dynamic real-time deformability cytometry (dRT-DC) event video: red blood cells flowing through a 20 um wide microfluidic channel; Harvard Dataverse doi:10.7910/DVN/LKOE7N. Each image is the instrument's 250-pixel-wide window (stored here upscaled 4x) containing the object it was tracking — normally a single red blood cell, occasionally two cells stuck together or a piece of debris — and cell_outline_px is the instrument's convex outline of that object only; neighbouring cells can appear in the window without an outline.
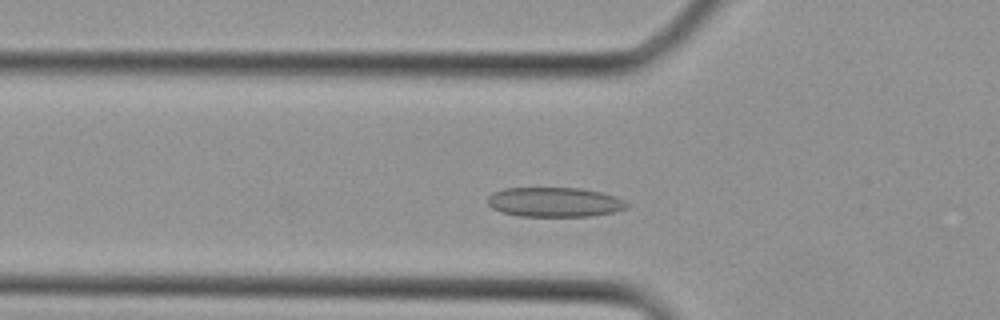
{"species": "Egyptian fruit bat (a non-hibernating species)", "species_latin": "Rousettus aegyptiacus", "temperature_condition": "cold", "stored_images_in_passage": 11, "camera_frame_rate_fps": 3000, "um_per_image_px": 0.085, "animal": {"sex": "female"}, "frame": {"image": 1, "passage_image": 6, "time_ms": 1.667, "image_size_px": [1000, 320], "cell_outline_px": [[628, 208], [612, 212], [592, 216], [520, 216], [500, 212], [492, 208], [488, 204], [488, 196], [492, 192], [504, 188], [580, 188], [600, 192], [616, 196], [624, 200], [628, 204]], "centroid_in_image_um": [47.12, 17.18], "position_along_channel_um": 78.7, "area_um2": 24.1}}
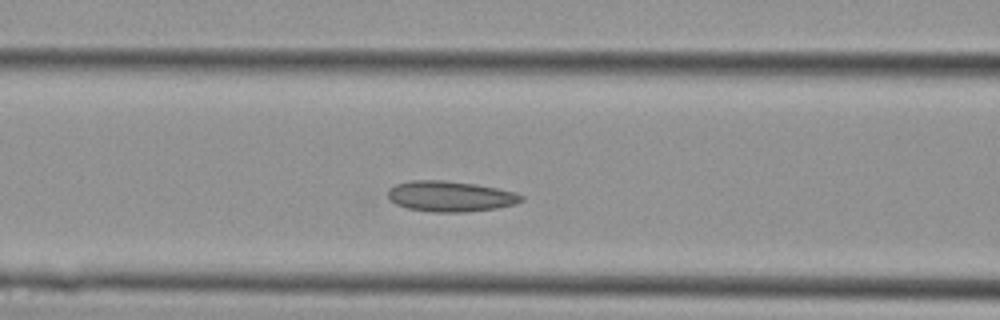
{"frame": {"image": 2, "passage_image": 9, "time_ms": 2.667, "image_size_px": [1000, 320], "cell_outline_px": [[524, 200], [516, 204], [496, 208], [468, 212], [428, 212], [408, 208], [396, 204], [388, 196], [388, 188], [396, 184], [412, 180], [444, 180], [476, 184], [496, 188], [512, 192], [524, 196]], "centroid_in_image_um": [38.27, 16.69], "position_along_channel_um": 128.3, "area_um2": 23.81}}